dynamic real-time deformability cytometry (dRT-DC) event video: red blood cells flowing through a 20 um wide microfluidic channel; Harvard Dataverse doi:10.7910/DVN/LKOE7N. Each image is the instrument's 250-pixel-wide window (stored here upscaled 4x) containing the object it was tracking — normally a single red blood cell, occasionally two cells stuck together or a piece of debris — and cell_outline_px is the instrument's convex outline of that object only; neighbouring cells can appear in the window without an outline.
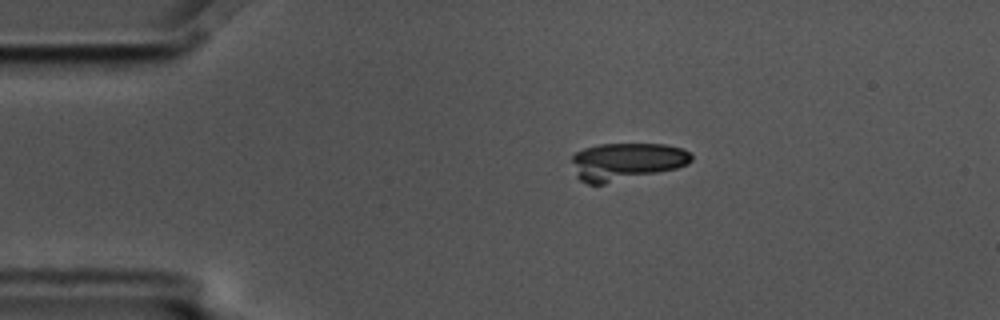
{"species": "common noctule bat (a hibernating species)", "species_latin": "Nyctalus noctula", "temperature_condition": "cold", "stored_images_in_passage": 5, "camera_frame_rate_fps": 3000, "um_per_image_px": 0.085, "animal": {"sex": "male", "body_mass_g": 17.5, "forearm_length_mm": 52.3}, "frame": {"image": 1, "passage_image": 1, "time_ms": 0.0, "image_size_px": [1000, 320], "cell_outline_px": [[692, 160], [688, 164], [676, 168], [604, 184], [588, 184], [580, 180], [576, 176], [572, 160], [572, 156], [576, 152], [584, 148], [600, 144], [664, 144], [684, 148], [692, 156]], "centroid_in_image_um": [53.23, 13.72], "position_along_channel_um": 31.8, "area_um2": 25.95}}